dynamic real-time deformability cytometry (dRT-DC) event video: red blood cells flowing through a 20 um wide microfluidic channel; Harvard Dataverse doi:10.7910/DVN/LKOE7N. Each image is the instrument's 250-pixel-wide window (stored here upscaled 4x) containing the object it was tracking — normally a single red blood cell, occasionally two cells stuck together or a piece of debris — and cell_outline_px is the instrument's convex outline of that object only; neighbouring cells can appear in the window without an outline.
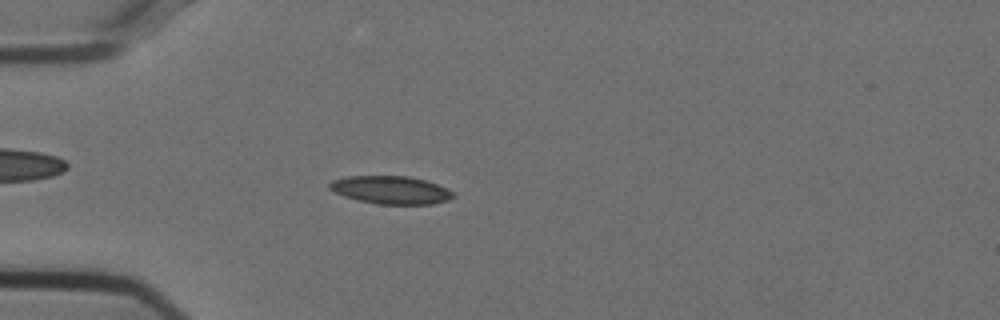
{"species": "Egyptian fruit bat (a non-hibernating species)", "species_latin": "Rousettus aegyptiacus", "temperature_condition": "cold", "stored_images_in_passage": 44, "camera_frame_rate_fps": 3000, "um_per_image_px": 0.085, "animal": {"sex": "female"}, "frame": {"image": 1, "passage_image": 12, "time_ms": 3.667, "image_size_px": [1000, 320], "cell_outline_px": [[456, 196], [448, 200], [432, 204], [376, 204], [344, 196], [328, 188], [328, 184], [332, 180], [348, 176], [408, 176], [424, 180], [448, 188]], "centroid_in_image_um": [33.23, 16.14], "position_along_channel_um": 51.8, "area_um2": 20.06}}
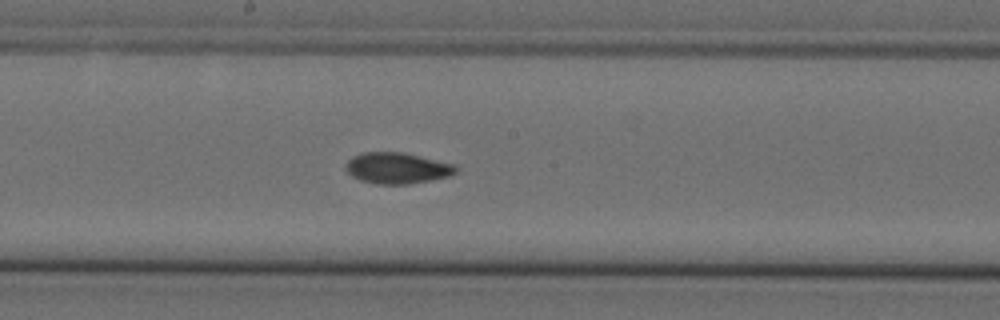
{"frame": {"image": 2, "passage_image": 26, "time_ms": 8.333, "image_size_px": [1000, 320], "cell_outline_px": [[456, 172], [448, 176], [408, 184], [376, 184], [360, 180], [352, 176], [348, 172], [348, 160], [352, 156], [364, 152], [404, 152], [456, 164]], "centroid_in_image_um": [33.77, 14.28], "position_along_channel_um": 214.4, "area_um2": 19.77}}
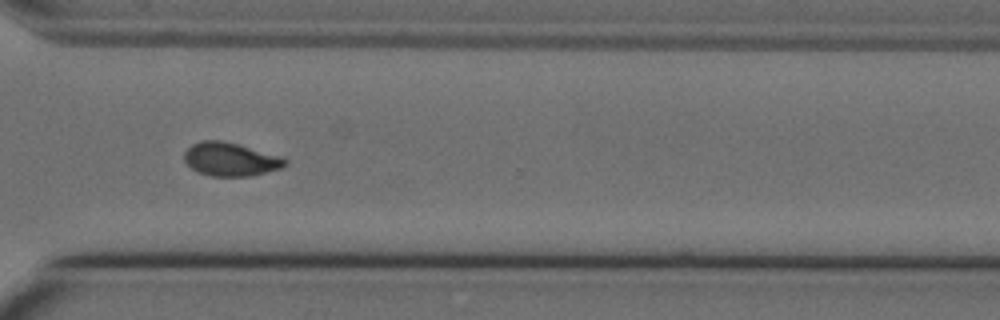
{"frame": {"image": 3, "passage_image": 37, "time_ms": 12.0, "image_size_px": [1000, 320], "cell_outline_px": [[288, 164], [280, 168], [252, 176], [208, 176], [196, 172], [184, 160], [184, 152], [192, 144], [204, 140], [220, 140], [284, 156], [288, 160]], "centroid_in_image_um": [19.61, 13.55], "position_along_channel_um": 351.0, "area_um2": 19.77}, "authors_computed_cell_mechanics": {"area_um2": 19.7387, "velocity_mm_per_s": 3.7454, "shape_relaxation_time_tau1_ms": 7.5744, "shape_relaxation_time_tau2_ms": 2.2936, "deformation_change_tau1": 0.1583, "deformation_change_tau2": 0.0724}}